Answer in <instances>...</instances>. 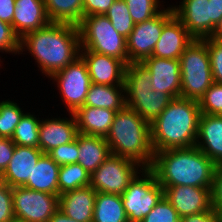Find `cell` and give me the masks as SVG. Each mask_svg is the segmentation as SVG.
Listing matches in <instances>:
<instances>
[{"label":"cell","instance_id":"20","mask_svg":"<svg viewBox=\"0 0 222 222\" xmlns=\"http://www.w3.org/2000/svg\"><path fill=\"white\" fill-rule=\"evenodd\" d=\"M195 146L217 166H222V115L201 113Z\"/></svg>","mask_w":222,"mask_h":222},{"label":"cell","instance_id":"17","mask_svg":"<svg viewBox=\"0 0 222 222\" xmlns=\"http://www.w3.org/2000/svg\"><path fill=\"white\" fill-rule=\"evenodd\" d=\"M67 118L59 116L42 118L39 126V149L47 154L60 145L72 142L77 134V122L73 113Z\"/></svg>","mask_w":222,"mask_h":222},{"label":"cell","instance_id":"23","mask_svg":"<svg viewBox=\"0 0 222 222\" xmlns=\"http://www.w3.org/2000/svg\"><path fill=\"white\" fill-rule=\"evenodd\" d=\"M73 114L76 118L78 133L106 137L116 111L106 108L81 106Z\"/></svg>","mask_w":222,"mask_h":222},{"label":"cell","instance_id":"16","mask_svg":"<svg viewBox=\"0 0 222 222\" xmlns=\"http://www.w3.org/2000/svg\"><path fill=\"white\" fill-rule=\"evenodd\" d=\"M80 56L87 64L93 84L124 86L125 62L90 50H80Z\"/></svg>","mask_w":222,"mask_h":222},{"label":"cell","instance_id":"29","mask_svg":"<svg viewBox=\"0 0 222 222\" xmlns=\"http://www.w3.org/2000/svg\"><path fill=\"white\" fill-rule=\"evenodd\" d=\"M40 121L41 118H39V114L35 115V112H25L11 137L14 144L39 148Z\"/></svg>","mask_w":222,"mask_h":222},{"label":"cell","instance_id":"6","mask_svg":"<svg viewBox=\"0 0 222 222\" xmlns=\"http://www.w3.org/2000/svg\"><path fill=\"white\" fill-rule=\"evenodd\" d=\"M181 98L198 101L214 83L207 43L195 39L179 58Z\"/></svg>","mask_w":222,"mask_h":222},{"label":"cell","instance_id":"7","mask_svg":"<svg viewBox=\"0 0 222 222\" xmlns=\"http://www.w3.org/2000/svg\"><path fill=\"white\" fill-rule=\"evenodd\" d=\"M78 28L81 50L111 56L128 65L127 39L114 29L105 14L83 17Z\"/></svg>","mask_w":222,"mask_h":222},{"label":"cell","instance_id":"45","mask_svg":"<svg viewBox=\"0 0 222 222\" xmlns=\"http://www.w3.org/2000/svg\"><path fill=\"white\" fill-rule=\"evenodd\" d=\"M211 1V9H212V33L216 27V25L222 19V0H209Z\"/></svg>","mask_w":222,"mask_h":222},{"label":"cell","instance_id":"19","mask_svg":"<svg viewBox=\"0 0 222 222\" xmlns=\"http://www.w3.org/2000/svg\"><path fill=\"white\" fill-rule=\"evenodd\" d=\"M43 154L37 147L15 145L13 156L0 180L10 187L23 186L31 179L33 168Z\"/></svg>","mask_w":222,"mask_h":222},{"label":"cell","instance_id":"42","mask_svg":"<svg viewBox=\"0 0 222 222\" xmlns=\"http://www.w3.org/2000/svg\"><path fill=\"white\" fill-rule=\"evenodd\" d=\"M15 149V144L11 138L0 137V176L7 168Z\"/></svg>","mask_w":222,"mask_h":222},{"label":"cell","instance_id":"18","mask_svg":"<svg viewBox=\"0 0 222 222\" xmlns=\"http://www.w3.org/2000/svg\"><path fill=\"white\" fill-rule=\"evenodd\" d=\"M195 39L181 21L173 15L163 26L152 56L164 59H178Z\"/></svg>","mask_w":222,"mask_h":222},{"label":"cell","instance_id":"10","mask_svg":"<svg viewBox=\"0 0 222 222\" xmlns=\"http://www.w3.org/2000/svg\"><path fill=\"white\" fill-rule=\"evenodd\" d=\"M142 168L129 158L111 154L90 175V186L96 192L122 195Z\"/></svg>","mask_w":222,"mask_h":222},{"label":"cell","instance_id":"12","mask_svg":"<svg viewBox=\"0 0 222 222\" xmlns=\"http://www.w3.org/2000/svg\"><path fill=\"white\" fill-rule=\"evenodd\" d=\"M12 198L14 216L27 222H48L59 209L58 195L23 186L12 187Z\"/></svg>","mask_w":222,"mask_h":222},{"label":"cell","instance_id":"46","mask_svg":"<svg viewBox=\"0 0 222 222\" xmlns=\"http://www.w3.org/2000/svg\"><path fill=\"white\" fill-rule=\"evenodd\" d=\"M48 222H79L69 218L64 213H62L59 209L52 215Z\"/></svg>","mask_w":222,"mask_h":222},{"label":"cell","instance_id":"5","mask_svg":"<svg viewBox=\"0 0 222 222\" xmlns=\"http://www.w3.org/2000/svg\"><path fill=\"white\" fill-rule=\"evenodd\" d=\"M124 87L126 106L149 123L173 100L169 94L151 89L150 72L142 63H129L126 66Z\"/></svg>","mask_w":222,"mask_h":222},{"label":"cell","instance_id":"21","mask_svg":"<svg viewBox=\"0 0 222 222\" xmlns=\"http://www.w3.org/2000/svg\"><path fill=\"white\" fill-rule=\"evenodd\" d=\"M49 23L44 0H15L12 28L20 39Z\"/></svg>","mask_w":222,"mask_h":222},{"label":"cell","instance_id":"26","mask_svg":"<svg viewBox=\"0 0 222 222\" xmlns=\"http://www.w3.org/2000/svg\"><path fill=\"white\" fill-rule=\"evenodd\" d=\"M83 106L120 111L126 106L125 87L92 83Z\"/></svg>","mask_w":222,"mask_h":222},{"label":"cell","instance_id":"11","mask_svg":"<svg viewBox=\"0 0 222 222\" xmlns=\"http://www.w3.org/2000/svg\"><path fill=\"white\" fill-rule=\"evenodd\" d=\"M168 6L151 19L135 24L127 38L128 64L141 63L152 56L164 24L174 15L172 6Z\"/></svg>","mask_w":222,"mask_h":222},{"label":"cell","instance_id":"24","mask_svg":"<svg viewBox=\"0 0 222 222\" xmlns=\"http://www.w3.org/2000/svg\"><path fill=\"white\" fill-rule=\"evenodd\" d=\"M78 162L91 175L110 155L105 137L78 133Z\"/></svg>","mask_w":222,"mask_h":222},{"label":"cell","instance_id":"41","mask_svg":"<svg viewBox=\"0 0 222 222\" xmlns=\"http://www.w3.org/2000/svg\"><path fill=\"white\" fill-rule=\"evenodd\" d=\"M116 0H83V17L106 14Z\"/></svg>","mask_w":222,"mask_h":222},{"label":"cell","instance_id":"9","mask_svg":"<svg viewBox=\"0 0 222 222\" xmlns=\"http://www.w3.org/2000/svg\"><path fill=\"white\" fill-rule=\"evenodd\" d=\"M56 83L62 103L68 113H74L83 106L89 87L92 84L86 62L79 56L64 69L54 73L50 78Z\"/></svg>","mask_w":222,"mask_h":222},{"label":"cell","instance_id":"36","mask_svg":"<svg viewBox=\"0 0 222 222\" xmlns=\"http://www.w3.org/2000/svg\"><path fill=\"white\" fill-rule=\"evenodd\" d=\"M59 166L78 162V134L76 138L67 144L55 147L47 153Z\"/></svg>","mask_w":222,"mask_h":222},{"label":"cell","instance_id":"37","mask_svg":"<svg viewBox=\"0 0 222 222\" xmlns=\"http://www.w3.org/2000/svg\"><path fill=\"white\" fill-rule=\"evenodd\" d=\"M20 38L15 34L12 25L0 20V52L20 55ZM1 58V56H0ZM1 61V59H0Z\"/></svg>","mask_w":222,"mask_h":222},{"label":"cell","instance_id":"33","mask_svg":"<svg viewBox=\"0 0 222 222\" xmlns=\"http://www.w3.org/2000/svg\"><path fill=\"white\" fill-rule=\"evenodd\" d=\"M135 24L149 20L159 14L166 5L160 0H124ZM163 2V3H162Z\"/></svg>","mask_w":222,"mask_h":222},{"label":"cell","instance_id":"4","mask_svg":"<svg viewBox=\"0 0 222 222\" xmlns=\"http://www.w3.org/2000/svg\"><path fill=\"white\" fill-rule=\"evenodd\" d=\"M105 139L112 155L129 158L143 168L151 167L154 152L150 123L135 110L125 106L117 111Z\"/></svg>","mask_w":222,"mask_h":222},{"label":"cell","instance_id":"47","mask_svg":"<svg viewBox=\"0 0 222 222\" xmlns=\"http://www.w3.org/2000/svg\"><path fill=\"white\" fill-rule=\"evenodd\" d=\"M210 38L222 42V19H221V21L216 25V27H215L212 35L210 36Z\"/></svg>","mask_w":222,"mask_h":222},{"label":"cell","instance_id":"27","mask_svg":"<svg viewBox=\"0 0 222 222\" xmlns=\"http://www.w3.org/2000/svg\"><path fill=\"white\" fill-rule=\"evenodd\" d=\"M92 222H128L121 195L96 192Z\"/></svg>","mask_w":222,"mask_h":222},{"label":"cell","instance_id":"8","mask_svg":"<svg viewBox=\"0 0 222 222\" xmlns=\"http://www.w3.org/2000/svg\"><path fill=\"white\" fill-rule=\"evenodd\" d=\"M164 196L150 168H142L122 193L121 200L128 222H141Z\"/></svg>","mask_w":222,"mask_h":222},{"label":"cell","instance_id":"13","mask_svg":"<svg viewBox=\"0 0 222 222\" xmlns=\"http://www.w3.org/2000/svg\"><path fill=\"white\" fill-rule=\"evenodd\" d=\"M173 3L174 15L181 21L189 34L197 40L212 35V9L209 0H180Z\"/></svg>","mask_w":222,"mask_h":222},{"label":"cell","instance_id":"25","mask_svg":"<svg viewBox=\"0 0 222 222\" xmlns=\"http://www.w3.org/2000/svg\"><path fill=\"white\" fill-rule=\"evenodd\" d=\"M59 170L60 166L48 154H43L23 187L59 196Z\"/></svg>","mask_w":222,"mask_h":222},{"label":"cell","instance_id":"34","mask_svg":"<svg viewBox=\"0 0 222 222\" xmlns=\"http://www.w3.org/2000/svg\"><path fill=\"white\" fill-rule=\"evenodd\" d=\"M202 114L222 115V84L213 83L199 100Z\"/></svg>","mask_w":222,"mask_h":222},{"label":"cell","instance_id":"14","mask_svg":"<svg viewBox=\"0 0 222 222\" xmlns=\"http://www.w3.org/2000/svg\"><path fill=\"white\" fill-rule=\"evenodd\" d=\"M162 188L180 218L212 209L211 188L183 185Z\"/></svg>","mask_w":222,"mask_h":222},{"label":"cell","instance_id":"2","mask_svg":"<svg viewBox=\"0 0 222 222\" xmlns=\"http://www.w3.org/2000/svg\"><path fill=\"white\" fill-rule=\"evenodd\" d=\"M217 165L196 146L154 153L150 169L161 187L194 186L211 188Z\"/></svg>","mask_w":222,"mask_h":222},{"label":"cell","instance_id":"3","mask_svg":"<svg viewBox=\"0 0 222 222\" xmlns=\"http://www.w3.org/2000/svg\"><path fill=\"white\" fill-rule=\"evenodd\" d=\"M200 115L198 101L174 98L150 123L153 152L194 147Z\"/></svg>","mask_w":222,"mask_h":222},{"label":"cell","instance_id":"39","mask_svg":"<svg viewBox=\"0 0 222 222\" xmlns=\"http://www.w3.org/2000/svg\"><path fill=\"white\" fill-rule=\"evenodd\" d=\"M12 187L0 180V222L14 218Z\"/></svg>","mask_w":222,"mask_h":222},{"label":"cell","instance_id":"35","mask_svg":"<svg viewBox=\"0 0 222 222\" xmlns=\"http://www.w3.org/2000/svg\"><path fill=\"white\" fill-rule=\"evenodd\" d=\"M179 220L177 211L163 196L141 222H178Z\"/></svg>","mask_w":222,"mask_h":222},{"label":"cell","instance_id":"31","mask_svg":"<svg viewBox=\"0 0 222 222\" xmlns=\"http://www.w3.org/2000/svg\"><path fill=\"white\" fill-rule=\"evenodd\" d=\"M26 111L12 99L0 101V137L11 138Z\"/></svg>","mask_w":222,"mask_h":222},{"label":"cell","instance_id":"44","mask_svg":"<svg viewBox=\"0 0 222 222\" xmlns=\"http://www.w3.org/2000/svg\"><path fill=\"white\" fill-rule=\"evenodd\" d=\"M15 12V0H0V20L12 25Z\"/></svg>","mask_w":222,"mask_h":222},{"label":"cell","instance_id":"28","mask_svg":"<svg viewBox=\"0 0 222 222\" xmlns=\"http://www.w3.org/2000/svg\"><path fill=\"white\" fill-rule=\"evenodd\" d=\"M50 22L79 25L83 19V0H44Z\"/></svg>","mask_w":222,"mask_h":222},{"label":"cell","instance_id":"43","mask_svg":"<svg viewBox=\"0 0 222 222\" xmlns=\"http://www.w3.org/2000/svg\"><path fill=\"white\" fill-rule=\"evenodd\" d=\"M182 222H222V218L213 210L187 215L180 218Z\"/></svg>","mask_w":222,"mask_h":222},{"label":"cell","instance_id":"32","mask_svg":"<svg viewBox=\"0 0 222 222\" xmlns=\"http://www.w3.org/2000/svg\"><path fill=\"white\" fill-rule=\"evenodd\" d=\"M105 15L111 21L114 29L127 39L135 23L131 18L126 2L124 0H116Z\"/></svg>","mask_w":222,"mask_h":222},{"label":"cell","instance_id":"40","mask_svg":"<svg viewBox=\"0 0 222 222\" xmlns=\"http://www.w3.org/2000/svg\"><path fill=\"white\" fill-rule=\"evenodd\" d=\"M211 200L213 210L222 218V166H217L214 170Z\"/></svg>","mask_w":222,"mask_h":222},{"label":"cell","instance_id":"48","mask_svg":"<svg viewBox=\"0 0 222 222\" xmlns=\"http://www.w3.org/2000/svg\"><path fill=\"white\" fill-rule=\"evenodd\" d=\"M9 222H27V221L14 217Z\"/></svg>","mask_w":222,"mask_h":222},{"label":"cell","instance_id":"38","mask_svg":"<svg viewBox=\"0 0 222 222\" xmlns=\"http://www.w3.org/2000/svg\"><path fill=\"white\" fill-rule=\"evenodd\" d=\"M203 40L207 43L213 81L222 84V42L212 38Z\"/></svg>","mask_w":222,"mask_h":222},{"label":"cell","instance_id":"30","mask_svg":"<svg viewBox=\"0 0 222 222\" xmlns=\"http://www.w3.org/2000/svg\"><path fill=\"white\" fill-rule=\"evenodd\" d=\"M89 185L90 175L79 163L60 166L58 177L59 195Z\"/></svg>","mask_w":222,"mask_h":222},{"label":"cell","instance_id":"1","mask_svg":"<svg viewBox=\"0 0 222 222\" xmlns=\"http://www.w3.org/2000/svg\"><path fill=\"white\" fill-rule=\"evenodd\" d=\"M81 42L77 25L50 22L20 39L19 54H31L38 71L48 79L80 56ZM25 51V52H24ZM24 52V53H23Z\"/></svg>","mask_w":222,"mask_h":222},{"label":"cell","instance_id":"15","mask_svg":"<svg viewBox=\"0 0 222 222\" xmlns=\"http://www.w3.org/2000/svg\"><path fill=\"white\" fill-rule=\"evenodd\" d=\"M141 63L150 72L153 91L169 94L173 99L180 97L181 69L178 59L150 56Z\"/></svg>","mask_w":222,"mask_h":222},{"label":"cell","instance_id":"22","mask_svg":"<svg viewBox=\"0 0 222 222\" xmlns=\"http://www.w3.org/2000/svg\"><path fill=\"white\" fill-rule=\"evenodd\" d=\"M96 191L91 186L71 190L59 195V210L79 222H92Z\"/></svg>","mask_w":222,"mask_h":222}]
</instances>
